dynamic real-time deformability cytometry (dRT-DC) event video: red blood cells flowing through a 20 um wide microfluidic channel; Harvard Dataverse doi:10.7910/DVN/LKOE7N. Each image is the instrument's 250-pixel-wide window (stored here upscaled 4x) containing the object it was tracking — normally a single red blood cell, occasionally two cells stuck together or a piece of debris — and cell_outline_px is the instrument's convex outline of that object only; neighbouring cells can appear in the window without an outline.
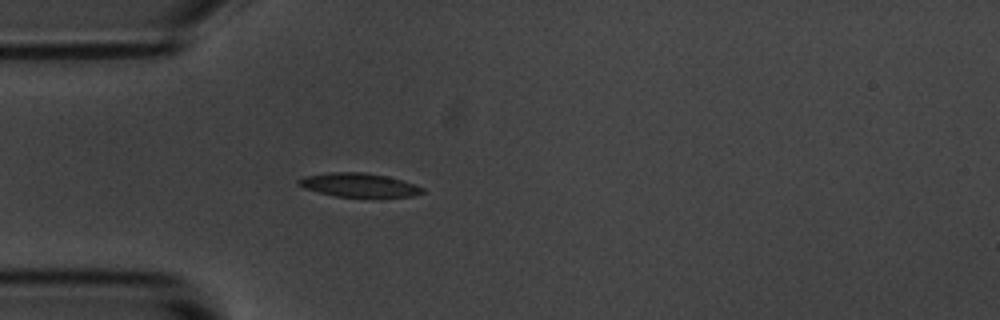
{"species": "common noctule bat (a hibernating species)", "species_latin": "Nyctalus noctula", "temperature_condition": "room temperature", "stored_images_in_passage": 4, "camera_frame_rate_fps": 3000, "um_per_image_px": 0.085, "animal": {"sex": "male", "body_mass_g": 20.1, "forearm_length_mm": 53.5}, "frame": {"image": 1, "passage_image": 4, "time_ms": 3.667, "image_size_px": [1000, 320], "cell_outline_px": [[424, 192], [412, 196], [380, 200], [336, 196], [304, 188], [296, 184], [296, 180], [304, 176], [328, 172], [364, 172], [388, 176], [424, 188]], "centroid_in_image_um": [30.53, 15.77], "position_along_channel_um": 54.5, "area_um2": 17.98}}